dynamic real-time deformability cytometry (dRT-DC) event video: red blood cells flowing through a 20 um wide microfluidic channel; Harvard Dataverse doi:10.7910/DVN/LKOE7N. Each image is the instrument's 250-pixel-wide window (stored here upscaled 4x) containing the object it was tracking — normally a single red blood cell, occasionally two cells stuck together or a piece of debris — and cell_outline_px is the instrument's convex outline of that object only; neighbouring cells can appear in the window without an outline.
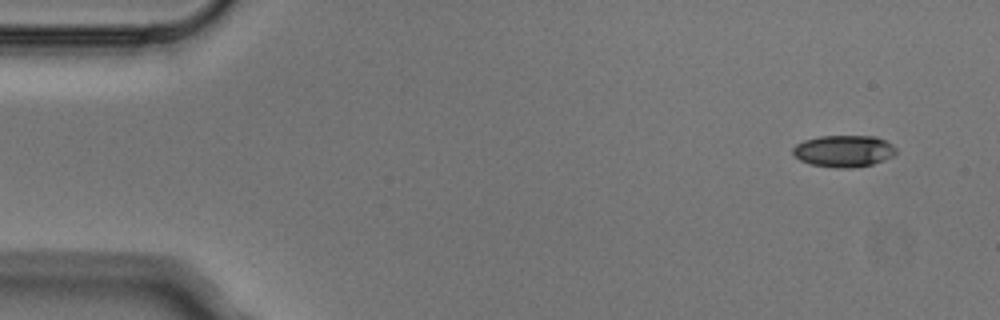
{"species": "Egyptian fruit bat (a non-hibernating species)", "species_latin": "Rousettus aegyptiacus", "temperature_condition": "cold", "stored_images_in_passage": 3, "camera_frame_rate_fps": 3000, "um_per_image_px": 0.085, "animal": {"sex": "male"}, "frame": {"image": 1, "passage_image": 1, "time_ms": 0.0, "image_size_px": [1000, 320], "cell_outline_px": [[896, 152], [892, 156], [884, 160], [872, 164], [852, 168], [836, 168], [812, 164], [800, 160], [792, 152], [792, 148], [796, 144], [804, 140], [820, 136], [876, 136], [892, 144], [896, 148]], "centroid_in_image_um": [71.72, 12.83], "position_along_channel_um": 13.3, "area_um2": 19.07}}